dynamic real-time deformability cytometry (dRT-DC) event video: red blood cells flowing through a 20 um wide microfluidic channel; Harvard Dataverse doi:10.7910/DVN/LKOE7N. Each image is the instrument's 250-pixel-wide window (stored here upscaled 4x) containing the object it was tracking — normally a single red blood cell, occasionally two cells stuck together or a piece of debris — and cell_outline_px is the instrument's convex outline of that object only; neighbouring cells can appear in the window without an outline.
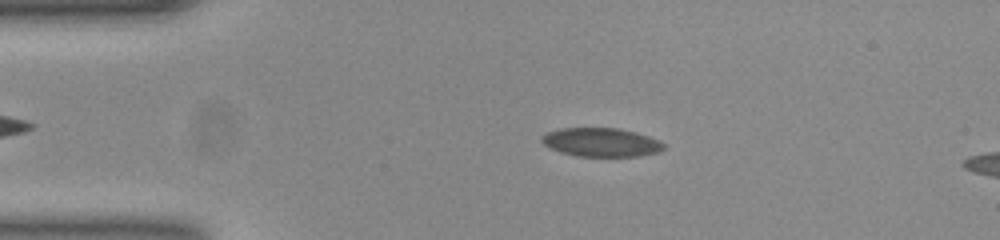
{"species": "common noctule bat (a hibernating species)", "species_latin": "Nyctalus noctula", "temperature_condition": "room temperature", "stored_images_in_passage": 52, "camera_frame_rate_fps": 3000, "um_per_image_px": 0.085, "animal": {"sex": "female", "body_mass_g": 23.0, "forearm_length_mm": 53.4}, "frame": {"image": 1, "passage_image": 10, "time_ms": 3.0, "image_size_px": [1000, 240], "cell_outline_px": [[664, 148], [656, 152], [640, 156], [576, 156], [560, 152], [544, 144], [540, 140], [540, 136], [548, 132], [560, 128], [616, 128], [636, 132], [660, 140], [664, 144]], "centroid_in_image_um": [51.08, 12.09], "position_along_channel_um": 33.9, "area_um2": 20.35}}
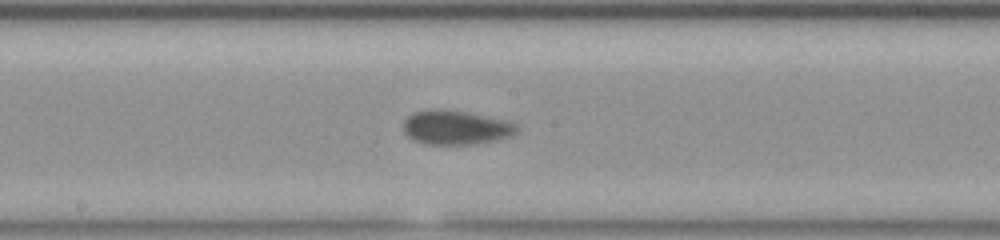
{"frame": {"image": 2, "passage_image": 27, "time_ms": 8.667, "image_size_px": [1000, 240], "cell_outline_px": [[520, 132], [512, 136], [496, 140], [472, 144], [424, 144], [408, 136], [404, 132], [404, 120], [412, 112], [428, 108], [440, 108], [464, 112], [508, 120], [516, 124], [520, 128]], "centroid_in_image_um": [38.77, 10.82], "position_along_channel_um": 209.4, "area_um2": 22.89}}
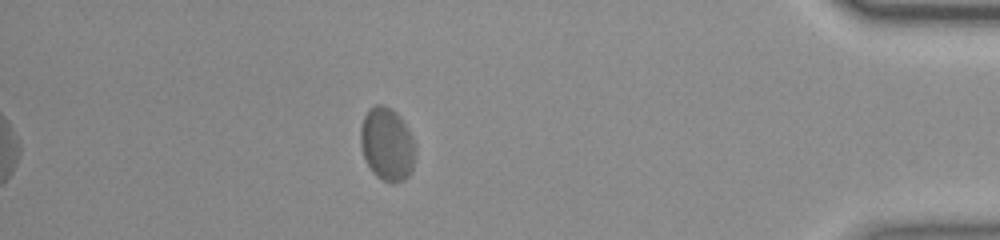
{"frame": {"image": 3, "passage_image": 46, "time_ms": 15.0, "image_size_px": [1000, 240], "cell_outline_px": [[412, 168], [408, 176], [404, 180], [396, 184], [392, 184], [376, 176], [372, 172], [364, 156], [360, 144], [360, 128], [364, 116], [368, 108], [376, 104], [384, 104], [392, 108], [400, 116], [412, 136]], "centroid_in_image_um": [32.85, 12.23], "position_along_channel_um": 402.3, "area_um2": 23.18}, "authors_computed_cell_mechanics": {"area_um2": 21.6461, "velocity_mm_per_s": 3.792, "shape_relaxation_time_tau1_ms": 7.4067, "shape_relaxation_time_tau2_ms": null, "deformation_change_tau1": 0.1278, "deformation_change_tau2": null}}